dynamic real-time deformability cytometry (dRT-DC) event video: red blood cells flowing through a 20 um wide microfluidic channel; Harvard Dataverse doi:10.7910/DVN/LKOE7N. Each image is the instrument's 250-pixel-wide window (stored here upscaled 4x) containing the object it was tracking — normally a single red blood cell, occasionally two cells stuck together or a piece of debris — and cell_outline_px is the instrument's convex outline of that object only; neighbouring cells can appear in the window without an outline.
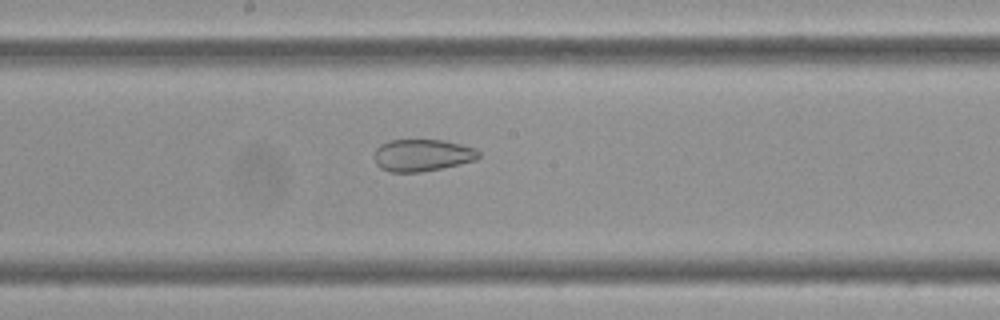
{"species": "Egyptian fruit bat (a non-hibernating species)", "species_latin": "Rousettus aegyptiacus", "temperature_condition": "cold", "stored_images_in_passage": 47, "camera_frame_rate_fps": 3000, "um_per_image_px": 0.085, "frame": {"image": 1, "passage_image": 20, "time_ms": 6.333, "image_size_px": [1000, 320], "cell_outline_px": [[480, 156], [476, 160], [460, 164], [420, 172], [392, 172], [380, 168], [376, 164], [376, 148], [380, 144], [388, 140], [444, 140], [476, 148], [480, 152]], "centroid_in_image_um": [35.91, 13.19], "position_along_channel_um": 212.3, "area_um2": 19.48}}
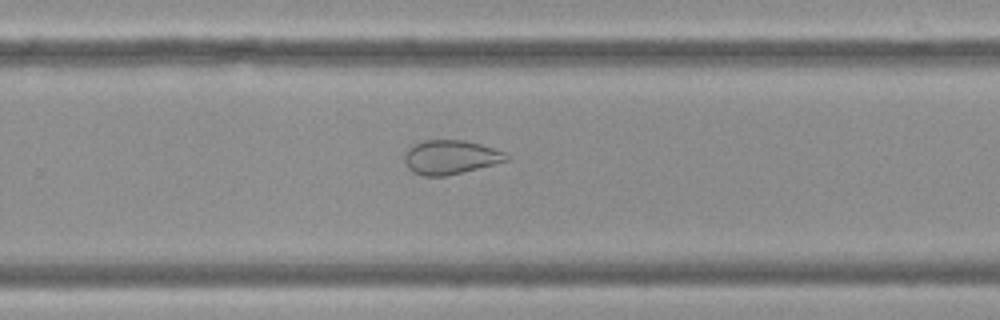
{"frame": {"image": 2, "passage_image": 27, "time_ms": 8.667, "image_size_px": [1000, 320], "cell_outline_px": [[512, 156], [508, 160], [448, 176], [424, 176], [412, 172], [408, 168], [404, 160], [404, 152], [408, 148], [424, 140], [464, 140], [480, 144], [508, 152]], "centroid_in_image_um": [38.31, 13.36], "position_along_channel_um": 291.5, "area_um2": 20.4}}
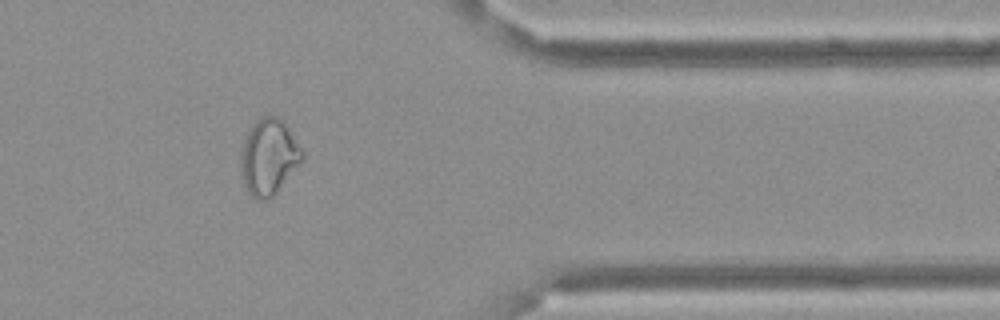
{"frame": {"image": 3, "passage_image": 37, "time_ms": 12.0, "image_size_px": [1000, 320], "cell_outline_px": [[304, 156], [276, 192], [268, 200], [256, 200], [248, 192], [244, 184], [240, 164], [240, 148], [252, 124], [260, 116], [276, 116], [284, 120], [292, 132], [304, 152]], "centroid_in_image_um": [22.82, 13.3], "position_along_channel_um": 388.6, "area_um2": 27.11}, "authors_computed_cell_mechanics": {"area_um2": 25.3164, "velocity_mm_per_s": 3.4008, "shape_relaxation_time_tau1_ms": null, "shape_relaxation_time_tau2_ms": 2.976, "deformation_change_tau1": null, "deformation_change_tau2": 0.0946}}